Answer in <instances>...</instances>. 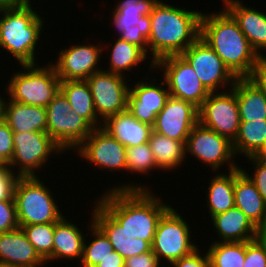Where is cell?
<instances>
[{
    "instance_id": "cell-1",
    "label": "cell",
    "mask_w": 266,
    "mask_h": 267,
    "mask_svg": "<svg viewBox=\"0 0 266 267\" xmlns=\"http://www.w3.org/2000/svg\"><path fill=\"white\" fill-rule=\"evenodd\" d=\"M135 184L115 186L96 201L133 238L152 245L158 222L171 206L161 203V199L153 195L148 187Z\"/></svg>"
},
{
    "instance_id": "cell-2",
    "label": "cell",
    "mask_w": 266,
    "mask_h": 267,
    "mask_svg": "<svg viewBox=\"0 0 266 267\" xmlns=\"http://www.w3.org/2000/svg\"><path fill=\"white\" fill-rule=\"evenodd\" d=\"M202 13L171 6L158 0L149 18L150 35L147 39L152 58L151 68L161 58L180 55L200 37Z\"/></svg>"
},
{
    "instance_id": "cell-3",
    "label": "cell",
    "mask_w": 266,
    "mask_h": 267,
    "mask_svg": "<svg viewBox=\"0 0 266 267\" xmlns=\"http://www.w3.org/2000/svg\"><path fill=\"white\" fill-rule=\"evenodd\" d=\"M219 12L202 13L200 38L237 78L247 77L260 56L251 47L234 18L225 9Z\"/></svg>"
},
{
    "instance_id": "cell-4",
    "label": "cell",
    "mask_w": 266,
    "mask_h": 267,
    "mask_svg": "<svg viewBox=\"0 0 266 267\" xmlns=\"http://www.w3.org/2000/svg\"><path fill=\"white\" fill-rule=\"evenodd\" d=\"M31 4H16L0 9V47L7 50L21 65L36 64L35 49L43 18ZM3 13V14H2Z\"/></svg>"
},
{
    "instance_id": "cell-5",
    "label": "cell",
    "mask_w": 266,
    "mask_h": 267,
    "mask_svg": "<svg viewBox=\"0 0 266 267\" xmlns=\"http://www.w3.org/2000/svg\"><path fill=\"white\" fill-rule=\"evenodd\" d=\"M38 176L18 177L14 187L19 227L58 222L63 215L49 188Z\"/></svg>"
},
{
    "instance_id": "cell-6",
    "label": "cell",
    "mask_w": 266,
    "mask_h": 267,
    "mask_svg": "<svg viewBox=\"0 0 266 267\" xmlns=\"http://www.w3.org/2000/svg\"><path fill=\"white\" fill-rule=\"evenodd\" d=\"M36 65H22L26 71L17 72L10 78L7 86L10 96L8 99L46 108L60 91V78L52 63L41 68Z\"/></svg>"
},
{
    "instance_id": "cell-7",
    "label": "cell",
    "mask_w": 266,
    "mask_h": 267,
    "mask_svg": "<svg viewBox=\"0 0 266 267\" xmlns=\"http://www.w3.org/2000/svg\"><path fill=\"white\" fill-rule=\"evenodd\" d=\"M46 116V132L63 153L76 149L94 129L84 117L71 110L68 99L61 91L46 106Z\"/></svg>"
},
{
    "instance_id": "cell-8",
    "label": "cell",
    "mask_w": 266,
    "mask_h": 267,
    "mask_svg": "<svg viewBox=\"0 0 266 267\" xmlns=\"http://www.w3.org/2000/svg\"><path fill=\"white\" fill-rule=\"evenodd\" d=\"M188 226L181 214L179 215L172 206L162 215L151 245L152 252L160 261L164 258L172 264L197 249L190 241L192 233L189 229L191 227Z\"/></svg>"
},
{
    "instance_id": "cell-9",
    "label": "cell",
    "mask_w": 266,
    "mask_h": 267,
    "mask_svg": "<svg viewBox=\"0 0 266 267\" xmlns=\"http://www.w3.org/2000/svg\"><path fill=\"white\" fill-rule=\"evenodd\" d=\"M162 68L170 96L193 103L200 107L210 92L201 83L189 62L180 55H169L154 64Z\"/></svg>"
},
{
    "instance_id": "cell-10",
    "label": "cell",
    "mask_w": 266,
    "mask_h": 267,
    "mask_svg": "<svg viewBox=\"0 0 266 267\" xmlns=\"http://www.w3.org/2000/svg\"><path fill=\"white\" fill-rule=\"evenodd\" d=\"M13 139L14 152L7 165H19L16 173L19 177L37 176L35 172L46 163L50 154L63 152L47 132H13Z\"/></svg>"
},
{
    "instance_id": "cell-11",
    "label": "cell",
    "mask_w": 266,
    "mask_h": 267,
    "mask_svg": "<svg viewBox=\"0 0 266 267\" xmlns=\"http://www.w3.org/2000/svg\"><path fill=\"white\" fill-rule=\"evenodd\" d=\"M230 91V92H229ZM199 123L231 142L236 139L240 126V115L235 91L214 92L198 108Z\"/></svg>"
},
{
    "instance_id": "cell-12",
    "label": "cell",
    "mask_w": 266,
    "mask_h": 267,
    "mask_svg": "<svg viewBox=\"0 0 266 267\" xmlns=\"http://www.w3.org/2000/svg\"><path fill=\"white\" fill-rule=\"evenodd\" d=\"M185 147L186 154L190 153L195 159L208 164L213 172L227 162L229 171L239 168L236 163H233L232 157H235L233 143L227 137L202 126L199 122L191 130Z\"/></svg>"
},
{
    "instance_id": "cell-13",
    "label": "cell",
    "mask_w": 266,
    "mask_h": 267,
    "mask_svg": "<svg viewBox=\"0 0 266 267\" xmlns=\"http://www.w3.org/2000/svg\"><path fill=\"white\" fill-rule=\"evenodd\" d=\"M181 55L189 62L210 93L217 92L218 86L229 85L232 88L235 84L237 77L200 37Z\"/></svg>"
},
{
    "instance_id": "cell-14",
    "label": "cell",
    "mask_w": 266,
    "mask_h": 267,
    "mask_svg": "<svg viewBox=\"0 0 266 267\" xmlns=\"http://www.w3.org/2000/svg\"><path fill=\"white\" fill-rule=\"evenodd\" d=\"M125 76L105 70L95 72L86 79L96 114L104 121L107 117L127 110L129 84Z\"/></svg>"
},
{
    "instance_id": "cell-15",
    "label": "cell",
    "mask_w": 266,
    "mask_h": 267,
    "mask_svg": "<svg viewBox=\"0 0 266 267\" xmlns=\"http://www.w3.org/2000/svg\"><path fill=\"white\" fill-rule=\"evenodd\" d=\"M75 150L100 169L108 168L109 172L127 170L126 147L102 127L94 128Z\"/></svg>"
},
{
    "instance_id": "cell-16",
    "label": "cell",
    "mask_w": 266,
    "mask_h": 267,
    "mask_svg": "<svg viewBox=\"0 0 266 267\" xmlns=\"http://www.w3.org/2000/svg\"><path fill=\"white\" fill-rule=\"evenodd\" d=\"M199 122L198 107L193 103L170 96L157 114L153 131L178 141H187L193 127Z\"/></svg>"
},
{
    "instance_id": "cell-17",
    "label": "cell",
    "mask_w": 266,
    "mask_h": 267,
    "mask_svg": "<svg viewBox=\"0 0 266 267\" xmlns=\"http://www.w3.org/2000/svg\"><path fill=\"white\" fill-rule=\"evenodd\" d=\"M101 45H73L60 50L54 66L60 81L86 80L102 69L96 67L100 59Z\"/></svg>"
},
{
    "instance_id": "cell-18",
    "label": "cell",
    "mask_w": 266,
    "mask_h": 267,
    "mask_svg": "<svg viewBox=\"0 0 266 267\" xmlns=\"http://www.w3.org/2000/svg\"><path fill=\"white\" fill-rule=\"evenodd\" d=\"M153 82L139 81L128 91L127 110L140 122L154 125L157 114L164 108L170 93L166 81L161 85ZM166 85V89L163 85Z\"/></svg>"
},
{
    "instance_id": "cell-19",
    "label": "cell",
    "mask_w": 266,
    "mask_h": 267,
    "mask_svg": "<svg viewBox=\"0 0 266 267\" xmlns=\"http://www.w3.org/2000/svg\"><path fill=\"white\" fill-rule=\"evenodd\" d=\"M95 203L91 218L108 237L114 251L127 259L152 250L148 241L133 238L97 201Z\"/></svg>"
},
{
    "instance_id": "cell-20",
    "label": "cell",
    "mask_w": 266,
    "mask_h": 267,
    "mask_svg": "<svg viewBox=\"0 0 266 267\" xmlns=\"http://www.w3.org/2000/svg\"><path fill=\"white\" fill-rule=\"evenodd\" d=\"M223 2L225 10L238 23L251 47L260 57H264L259 50H266V14L251 6L246 7L240 0H223Z\"/></svg>"
},
{
    "instance_id": "cell-21",
    "label": "cell",
    "mask_w": 266,
    "mask_h": 267,
    "mask_svg": "<svg viewBox=\"0 0 266 267\" xmlns=\"http://www.w3.org/2000/svg\"><path fill=\"white\" fill-rule=\"evenodd\" d=\"M0 262L21 267H38L46 264L21 227L0 233Z\"/></svg>"
},
{
    "instance_id": "cell-22",
    "label": "cell",
    "mask_w": 266,
    "mask_h": 267,
    "mask_svg": "<svg viewBox=\"0 0 266 267\" xmlns=\"http://www.w3.org/2000/svg\"><path fill=\"white\" fill-rule=\"evenodd\" d=\"M102 128L126 148L147 143L153 131L151 125L140 122L128 110L107 117Z\"/></svg>"
},
{
    "instance_id": "cell-23",
    "label": "cell",
    "mask_w": 266,
    "mask_h": 267,
    "mask_svg": "<svg viewBox=\"0 0 266 267\" xmlns=\"http://www.w3.org/2000/svg\"><path fill=\"white\" fill-rule=\"evenodd\" d=\"M234 197L235 207L240 209L255 227L266 221V203L240 167L235 169Z\"/></svg>"
},
{
    "instance_id": "cell-24",
    "label": "cell",
    "mask_w": 266,
    "mask_h": 267,
    "mask_svg": "<svg viewBox=\"0 0 266 267\" xmlns=\"http://www.w3.org/2000/svg\"><path fill=\"white\" fill-rule=\"evenodd\" d=\"M2 119L13 132H46V108L3 100Z\"/></svg>"
},
{
    "instance_id": "cell-25",
    "label": "cell",
    "mask_w": 266,
    "mask_h": 267,
    "mask_svg": "<svg viewBox=\"0 0 266 267\" xmlns=\"http://www.w3.org/2000/svg\"><path fill=\"white\" fill-rule=\"evenodd\" d=\"M214 228L221 238L219 242H247L254 240L255 226L238 208L211 217Z\"/></svg>"
},
{
    "instance_id": "cell-26",
    "label": "cell",
    "mask_w": 266,
    "mask_h": 267,
    "mask_svg": "<svg viewBox=\"0 0 266 267\" xmlns=\"http://www.w3.org/2000/svg\"><path fill=\"white\" fill-rule=\"evenodd\" d=\"M112 21L119 33V38L140 47L147 55L148 37L151 30L149 15L141 16L138 12L113 11Z\"/></svg>"
},
{
    "instance_id": "cell-27",
    "label": "cell",
    "mask_w": 266,
    "mask_h": 267,
    "mask_svg": "<svg viewBox=\"0 0 266 267\" xmlns=\"http://www.w3.org/2000/svg\"><path fill=\"white\" fill-rule=\"evenodd\" d=\"M85 237L72 222L62 217L55 222L52 261L55 259H82Z\"/></svg>"
},
{
    "instance_id": "cell-28",
    "label": "cell",
    "mask_w": 266,
    "mask_h": 267,
    "mask_svg": "<svg viewBox=\"0 0 266 267\" xmlns=\"http://www.w3.org/2000/svg\"><path fill=\"white\" fill-rule=\"evenodd\" d=\"M236 93L240 121L266 120V95L246 77L237 78Z\"/></svg>"
},
{
    "instance_id": "cell-29",
    "label": "cell",
    "mask_w": 266,
    "mask_h": 267,
    "mask_svg": "<svg viewBox=\"0 0 266 267\" xmlns=\"http://www.w3.org/2000/svg\"><path fill=\"white\" fill-rule=\"evenodd\" d=\"M60 91L68 99L71 110L84 117L94 128L102 127V120L96 114L91 90L86 80L60 81Z\"/></svg>"
},
{
    "instance_id": "cell-30",
    "label": "cell",
    "mask_w": 266,
    "mask_h": 267,
    "mask_svg": "<svg viewBox=\"0 0 266 267\" xmlns=\"http://www.w3.org/2000/svg\"><path fill=\"white\" fill-rule=\"evenodd\" d=\"M227 173L228 175L217 173L218 175L210 180L206 202L211 217L235 207V169Z\"/></svg>"
},
{
    "instance_id": "cell-31",
    "label": "cell",
    "mask_w": 266,
    "mask_h": 267,
    "mask_svg": "<svg viewBox=\"0 0 266 267\" xmlns=\"http://www.w3.org/2000/svg\"><path fill=\"white\" fill-rule=\"evenodd\" d=\"M148 144L160 169L172 170L185 161L186 141L171 139L152 131Z\"/></svg>"
},
{
    "instance_id": "cell-32",
    "label": "cell",
    "mask_w": 266,
    "mask_h": 267,
    "mask_svg": "<svg viewBox=\"0 0 266 267\" xmlns=\"http://www.w3.org/2000/svg\"><path fill=\"white\" fill-rule=\"evenodd\" d=\"M266 142V120L240 121L233 143L234 153L255 156Z\"/></svg>"
},
{
    "instance_id": "cell-33",
    "label": "cell",
    "mask_w": 266,
    "mask_h": 267,
    "mask_svg": "<svg viewBox=\"0 0 266 267\" xmlns=\"http://www.w3.org/2000/svg\"><path fill=\"white\" fill-rule=\"evenodd\" d=\"M115 41L109 57L110 69L108 72L124 76L122 75L123 71H130L133 66L136 67L147 58V54L137 45L119 37Z\"/></svg>"
},
{
    "instance_id": "cell-34",
    "label": "cell",
    "mask_w": 266,
    "mask_h": 267,
    "mask_svg": "<svg viewBox=\"0 0 266 267\" xmlns=\"http://www.w3.org/2000/svg\"><path fill=\"white\" fill-rule=\"evenodd\" d=\"M210 267H243L246 242L215 241L208 247Z\"/></svg>"
},
{
    "instance_id": "cell-35",
    "label": "cell",
    "mask_w": 266,
    "mask_h": 267,
    "mask_svg": "<svg viewBox=\"0 0 266 267\" xmlns=\"http://www.w3.org/2000/svg\"><path fill=\"white\" fill-rule=\"evenodd\" d=\"M91 233L94 235V240L86 245V241L83 244V256L81 263L83 267H95L98 263L103 261L106 257L111 255L114 251L111 242L105 233L93 222V218L90 220Z\"/></svg>"
},
{
    "instance_id": "cell-36",
    "label": "cell",
    "mask_w": 266,
    "mask_h": 267,
    "mask_svg": "<svg viewBox=\"0 0 266 267\" xmlns=\"http://www.w3.org/2000/svg\"><path fill=\"white\" fill-rule=\"evenodd\" d=\"M21 228L39 256L46 263L52 261L55 223L25 225Z\"/></svg>"
},
{
    "instance_id": "cell-37",
    "label": "cell",
    "mask_w": 266,
    "mask_h": 267,
    "mask_svg": "<svg viewBox=\"0 0 266 267\" xmlns=\"http://www.w3.org/2000/svg\"><path fill=\"white\" fill-rule=\"evenodd\" d=\"M126 163L128 171L140 174H148L150 170L158 168L148 142L126 148Z\"/></svg>"
},
{
    "instance_id": "cell-38",
    "label": "cell",
    "mask_w": 266,
    "mask_h": 267,
    "mask_svg": "<svg viewBox=\"0 0 266 267\" xmlns=\"http://www.w3.org/2000/svg\"><path fill=\"white\" fill-rule=\"evenodd\" d=\"M13 169L8 165L0 166V201H15L14 187L19 176Z\"/></svg>"
},
{
    "instance_id": "cell-39",
    "label": "cell",
    "mask_w": 266,
    "mask_h": 267,
    "mask_svg": "<svg viewBox=\"0 0 266 267\" xmlns=\"http://www.w3.org/2000/svg\"><path fill=\"white\" fill-rule=\"evenodd\" d=\"M19 228L15 201H0V233Z\"/></svg>"
},
{
    "instance_id": "cell-40",
    "label": "cell",
    "mask_w": 266,
    "mask_h": 267,
    "mask_svg": "<svg viewBox=\"0 0 266 267\" xmlns=\"http://www.w3.org/2000/svg\"><path fill=\"white\" fill-rule=\"evenodd\" d=\"M14 152L13 131L9 125L3 120H0V158L8 164Z\"/></svg>"
},
{
    "instance_id": "cell-41",
    "label": "cell",
    "mask_w": 266,
    "mask_h": 267,
    "mask_svg": "<svg viewBox=\"0 0 266 267\" xmlns=\"http://www.w3.org/2000/svg\"><path fill=\"white\" fill-rule=\"evenodd\" d=\"M251 163L254 164V175L253 177L246 173L245 169L242 171L249 177L254 183L260 195L266 203V162L257 159L255 156L247 157Z\"/></svg>"
},
{
    "instance_id": "cell-42",
    "label": "cell",
    "mask_w": 266,
    "mask_h": 267,
    "mask_svg": "<svg viewBox=\"0 0 266 267\" xmlns=\"http://www.w3.org/2000/svg\"><path fill=\"white\" fill-rule=\"evenodd\" d=\"M243 267H266V254L255 240L246 242V257Z\"/></svg>"
},
{
    "instance_id": "cell-43",
    "label": "cell",
    "mask_w": 266,
    "mask_h": 267,
    "mask_svg": "<svg viewBox=\"0 0 266 267\" xmlns=\"http://www.w3.org/2000/svg\"><path fill=\"white\" fill-rule=\"evenodd\" d=\"M158 0H123L115 5L113 11L138 12L141 16L149 15Z\"/></svg>"
},
{
    "instance_id": "cell-44",
    "label": "cell",
    "mask_w": 266,
    "mask_h": 267,
    "mask_svg": "<svg viewBox=\"0 0 266 267\" xmlns=\"http://www.w3.org/2000/svg\"><path fill=\"white\" fill-rule=\"evenodd\" d=\"M266 95V57H260L246 77Z\"/></svg>"
},
{
    "instance_id": "cell-45",
    "label": "cell",
    "mask_w": 266,
    "mask_h": 267,
    "mask_svg": "<svg viewBox=\"0 0 266 267\" xmlns=\"http://www.w3.org/2000/svg\"><path fill=\"white\" fill-rule=\"evenodd\" d=\"M198 250L197 248L190 255L174 261L171 265L173 267H210V259L207 251L202 257Z\"/></svg>"
},
{
    "instance_id": "cell-46",
    "label": "cell",
    "mask_w": 266,
    "mask_h": 267,
    "mask_svg": "<svg viewBox=\"0 0 266 267\" xmlns=\"http://www.w3.org/2000/svg\"><path fill=\"white\" fill-rule=\"evenodd\" d=\"M160 263L159 258L151 250L125 259L124 267H159Z\"/></svg>"
},
{
    "instance_id": "cell-47",
    "label": "cell",
    "mask_w": 266,
    "mask_h": 267,
    "mask_svg": "<svg viewBox=\"0 0 266 267\" xmlns=\"http://www.w3.org/2000/svg\"><path fill=\"white\" fill-rule=\"evenodd\" d=\"M125 259L116 251L98 263L95 267H124Z\"/></svg>"
},
{
    "instance_id": "cell-48",
    "label": "cell",
    "mask_w": 266,
    "mask_h": 267,
    "mask_svg": "<svg viewBox=\"0 0 266 267\" xmlns=\"http://www.w3.org/2000/svg\"><path fill=\"white\" fill-rule=\"evenodd\" d=\"M254 240L266 254V221L256 226Z\"/></svg>"
},
{
    "instance_id": "cell-49",
    "label": "cell",
    "mask_w": 266,
    "mask_h": 267,
    "mask_svg": "<svg viewBox=\"0 0 266 267\" xmlns=\"http://www.w3.org/2000/svg\"><path fill=\"white\" fill-rule=\"evenodd\" d=\"M255 157L263 162H266V142Z\"/></svg>"
},
{
    "instance_id": "cell-50",
    "label": "cell",
    "mask_w": 266,
    "mask_h": 267,
    "mask_svg": "<svg viewBox=\"0 0 266 267\" xmlns=\"http://www.w3.org/2000/svg\"><path fill=\"white\" fill-rule=\"evenodd\" d=\"M17 3L14 0H0V9L16 5Z\"/></svg>"
},
{
    "instance_id": "cell-51",
    "label": "cell",
    "mask_w": 266,
    "mask_h": 267,
    "mask_svg": "<svg viewBox=\"0 0 266 267\" xmlns=\"http://www.w3.org/2000/svg\"><path fill=\"white\" fill-rule=\"evenodd\" d=\"M0 267H21V266L0 262Z\"/></svg>"
},
{
    "instance_id": "cell-52",
    "label": "cell",
    "mask_w": 266,
    "mask_h": 267,
    "mask_svg": "<svg viewBox=\"0 0 266 267\" xmlns=\"http://www.w3.org/2000/svg\"><path fill=\"white\" fill-rule=\"evenodd\" d=\"M17 4H30V0H14Z\"/></svg>"
},
{
    "instance_id": "cell-53",
    "label": "cell",
    "mask_w": 266,
    "mask_h": 267,
    "mask_svg": "<svg viewBox=\"0 0 266 267\" xmlns=\"http://www.w3.org/2000/svg\"><path fill=\"white\" fill-rule=\"evenodd\" d=\"M3 98L0 96V120L2 119Z\"/></svg>"
},
{
    "instance_id": "cell-54",
    "label": "cell",
    "mask_w": 266,
    "mask_h": 267,
    "mask_svg": "<svg viewBox=\"0 0 266 267\" xmlns=\"http://www.w3.org/2000/svg\"><path fill=\"white\" fill-rule=\"evenodd\" d=\"M7 165L1 158H0V166Z\"/></svg>"
}]
</instances>
